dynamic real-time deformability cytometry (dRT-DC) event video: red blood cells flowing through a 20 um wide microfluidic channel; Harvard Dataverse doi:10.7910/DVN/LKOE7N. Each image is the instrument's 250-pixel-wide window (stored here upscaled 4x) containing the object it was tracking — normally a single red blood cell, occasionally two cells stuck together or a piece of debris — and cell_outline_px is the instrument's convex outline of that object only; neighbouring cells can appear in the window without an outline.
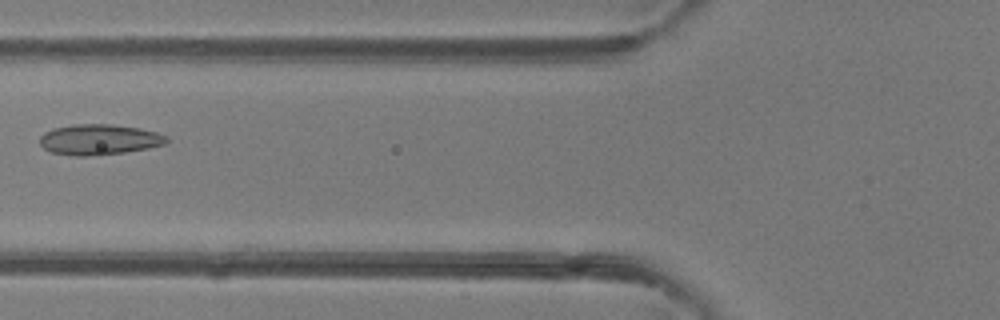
{"species": "common noctule bat (a hibernating species)", "species_latin": "Nyctalus noctula", "temperature_condition": "room temperature", "stored_images_in_passage": 6, "camera_frame_rate_fps": 3000, "um_per_image_px": 0.085, "animal": {"sex": "female"}, "frame": {"image": 1, "passage_image": 6, "time_ms": 1.667, "image_size_px": [1000, 320], "cell_outline_px": [[168, 140], [164, 144], [148, 148], [124, 152], [96, 156], [76, 156], [52, 152], [44, 148], [40, 144], [40, 136], [44, 132], [52, 128], [72, 124], [112, 124], [140, 128], [156, 132], [168, 136]], "centroid_in_image_um": [8.41, 11.85], "position_along_channel_um": 117.4, "area_um2": 22.72}}